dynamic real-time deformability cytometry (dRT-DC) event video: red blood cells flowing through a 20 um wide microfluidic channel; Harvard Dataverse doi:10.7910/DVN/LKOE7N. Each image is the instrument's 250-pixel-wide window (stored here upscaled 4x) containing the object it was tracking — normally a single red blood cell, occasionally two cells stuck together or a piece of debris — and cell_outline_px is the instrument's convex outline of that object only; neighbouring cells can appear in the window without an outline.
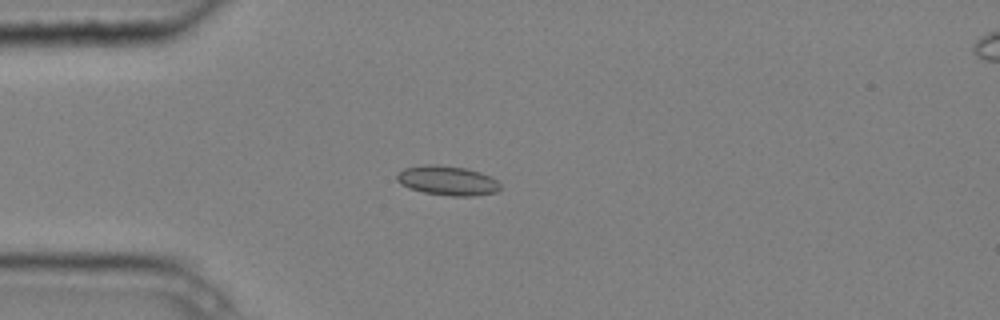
{"species": "common noctule bat (a hibernating species)", "species_latin": "Nyctalus noctula", "temperature_condition": "cold", "stored_images_in_passage": 4, "camera_frame_rate_fps": 3000, "um_per_image_px": 0.085, "animal": {"sex": "male", "body_mass_g": 20.4}, "frame": {"image": 1, "passage_image": 3, "time_ms": 0.667, "image_size_px": [1000, 320], "cell_outline_px": [[500, 188], [496, 192], [472, 196], [452, 196], [424, 192], [408, 188], [400, 184], [396, 180], [396, 176], [404, 168], [424, 164], [436, 164], [464, 168], [480, 172], [496, 180], [500, 184]], "centroid_in_image_um": [38.0, 15.35], "position_along_channel_um": 47.0, "area_um2": 17.69}}